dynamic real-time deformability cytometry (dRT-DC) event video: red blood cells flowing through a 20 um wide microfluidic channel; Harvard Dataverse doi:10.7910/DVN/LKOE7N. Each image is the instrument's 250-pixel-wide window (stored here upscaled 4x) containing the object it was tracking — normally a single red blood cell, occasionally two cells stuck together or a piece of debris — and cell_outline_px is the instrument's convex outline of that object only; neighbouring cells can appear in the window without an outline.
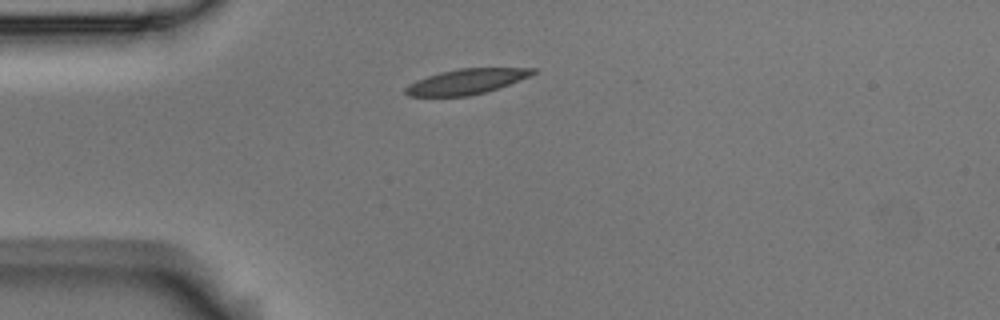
{"species": "Egyptian fruit bat (a non-hibernating species)", "species_latin": "Rousettus aegyptiacus", "temperature_condition": "room temperature", "stored_images_in_passage": 2, "camera_frame_rate_fps": 3000, "um_per_image_px": 0.085, "animal": {"sex": "male"}, "frame": {"image": 1, "passage_image": 1, "time_ms": 0.0, "image_size_px": [1000, 320], "cell_outline_px": [[536, 72], [520, 80], [484, 92], [468, 96], [408, 96], [404, 92], [404, 88], [408, 84], [416, 80], [440, 72], [460, 68], [536, 68]], "centroid_in_image_um": [39.59, 6.93], "position_along_channel_um": 45.4, "area_um2": 18.5}}